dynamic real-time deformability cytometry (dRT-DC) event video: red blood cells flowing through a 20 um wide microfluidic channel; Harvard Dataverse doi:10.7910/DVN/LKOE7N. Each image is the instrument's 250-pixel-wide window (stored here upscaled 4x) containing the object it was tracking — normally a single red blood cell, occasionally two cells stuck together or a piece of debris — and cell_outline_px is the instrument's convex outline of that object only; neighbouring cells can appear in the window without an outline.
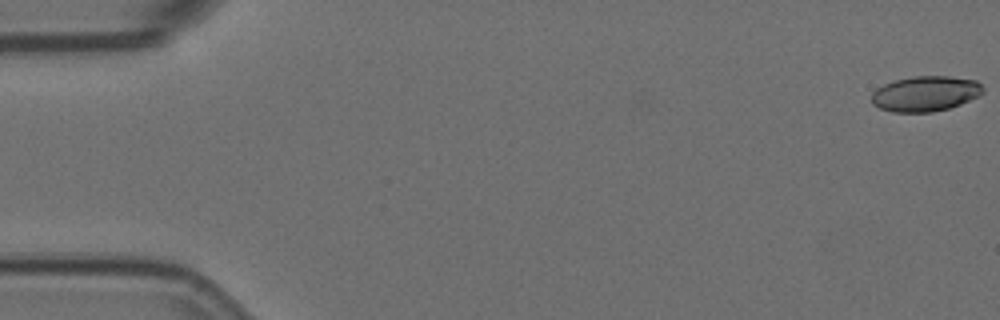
{"species": "Egyptian fruit bat (a non-hibernating species)", "species_latin": "Rousettus aegyptiacus", "temperature_condition": "room temperature", "stored_images_in_passage": 53, "camera_frame_rate_fps": 3000, "um_per_image_px": 0.085, "animal": {"sex": "female"}, "frame": {"image": 1, "passage_image": 1, "time_ms": 0.0, "image_size_px": [1000, 320], "cell_outline_px": [[984, 92], [980, 96], [960, 104], [948, 108], [932, 112], [892, 112], [880, 108], [872, 104], [872, 92], [876, 88], [884, 84], [896, 80], [912, 76], [948, 76], [976, 80], [984, 88]], "centroid_in_image_um": [78.66, 7.96], "position_along_channel_um": 6.3, "area_um2": 23.0}}
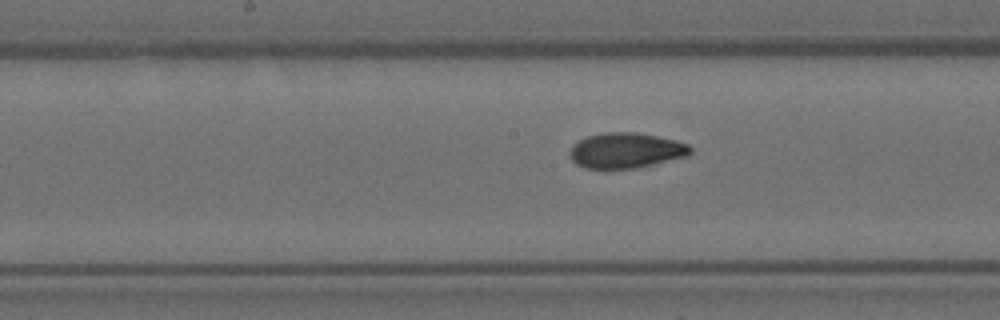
{"frame": {"image": 2, "passage_image": 29, "time_ms": 9.333, "image_size_px": [1000, 320], "cell_outline_px": [[692, 152], [688, 156], [636, 168], [584, 168], [576, 164], [568, 156], [568, 152], [572, 144], [588, 136], [604, 132], [636, 132], [676, 140], [688, 144], [692, 148]], "centroid_in_image_um": [53.19, 12.78], "position_along_channel_um": 195.0, "area_um2": 24.97}}
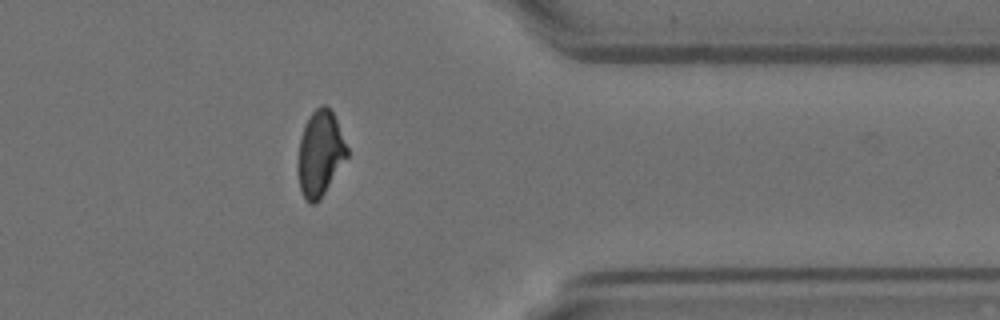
{"frame": {"image": 3, "passage_image": 46, "time_ms": 15.0, "image_size_px": [1000, 320], "cell_outline_px": [[348, 156], [320, 200], [316, 204], [308, 204], [300, 188], [296, 168], [296, 164], [300, 136], [304, 124], [308, 116], [316, 108], [324, 104], [332, 112], [336, 120], [348, 148]], "centroid_in_image_um": [27.17, 13.07], "position_along_channel_um": 384.2, "area_um2": 24.74}, "authors_computed_cell_mechanics": {"area_um2": 24.6806, "velocity_mm_per_s": 3.5961, "shape_relaxation_time_tau1_ms": 8.8659, "shape_relaxation_time_tau2_ms": 1.8509, "deformation_change_tau1": 0.2227, "deformation_change_tau2": 0.0757}}